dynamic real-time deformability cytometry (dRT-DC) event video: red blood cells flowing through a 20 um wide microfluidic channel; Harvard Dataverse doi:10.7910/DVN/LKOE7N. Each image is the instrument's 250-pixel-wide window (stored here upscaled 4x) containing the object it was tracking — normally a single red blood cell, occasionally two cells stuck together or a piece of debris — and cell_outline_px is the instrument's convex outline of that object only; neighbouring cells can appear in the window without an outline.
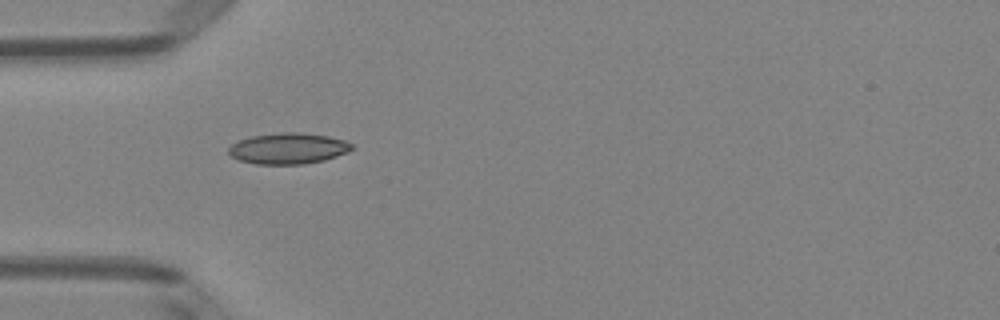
{"species": "Egyptian fruit bat (a non-hibernating species)", "species_latin": "Rousettus aegyptiacus", "temperature_condition": "room temperature", "stored_images_in_passage": 3, "camera_frame_rate_fps": 3000, "um_per_image_px": 0.085, "animal": {"sex": "female"}, "frame": {"image": 1, "passage_image": 1, "time_ms": 0.0, "image_size_px": [1000, 320], "cell_outline_px": [[352, 148], [348, 152], [324, 160], [304, 164], [256, 164], [240, 160], [232, 156], [228, 152], [228, 148], [232, 144], [240, 140], [252, 136], [280, 132], [300, 132], [328, 136], [344, 140], [352, 144]], "centroid_in_image_um": [24.5, 12.61], "position_along_channel_um": 60.5, "area_um2": 22.14}}
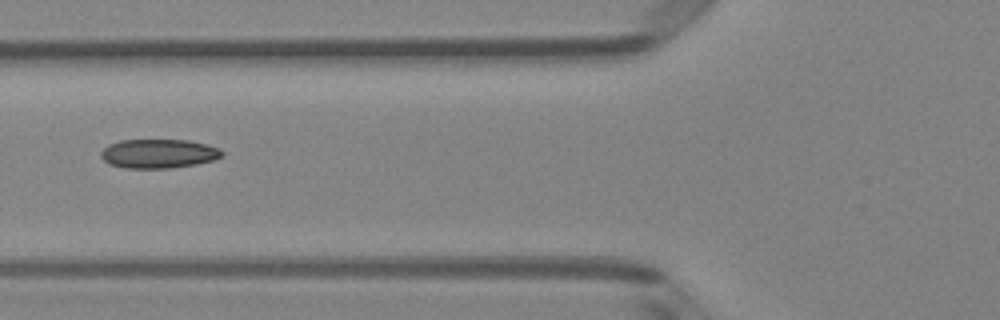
{"frame": {"image": 2, "passage_image": 2, "time_ms": 0.333, "image_size_px": [1000, 320], "cell_outline_px": [[224, 156], [212, 160], [196, 164], [172, 168], [124, 168], [108, 164], [100, 156], [100, 152], [108, 144], [120, 140], [188, 140], [208, 144], [224, 152]], "centroid_in_image_um": [13.46, 13.06], "position_along_channel_um": 112.3, "area_um2": 20.63}}
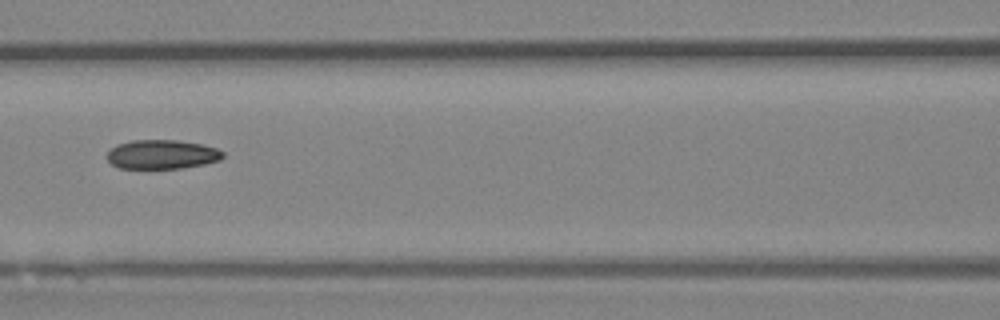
{"frame": {"image": 3, "passage_image": 3, "time_ms": 0.667, "image_size_px": [1000, 320], "cell_outline_px": [[224, 156], [220, 160], [204, 164], [180, 168], [120, 168], [112, 164], [108, 160], [108, 152], [116, 144], [132, 140], [176, 140], [200, 144], [216, 148], [224, 152]], "centroid_in_image_um": [13.77, 13.12], "position_along_channel_um": 152.8, "area_um2": 19.54}}